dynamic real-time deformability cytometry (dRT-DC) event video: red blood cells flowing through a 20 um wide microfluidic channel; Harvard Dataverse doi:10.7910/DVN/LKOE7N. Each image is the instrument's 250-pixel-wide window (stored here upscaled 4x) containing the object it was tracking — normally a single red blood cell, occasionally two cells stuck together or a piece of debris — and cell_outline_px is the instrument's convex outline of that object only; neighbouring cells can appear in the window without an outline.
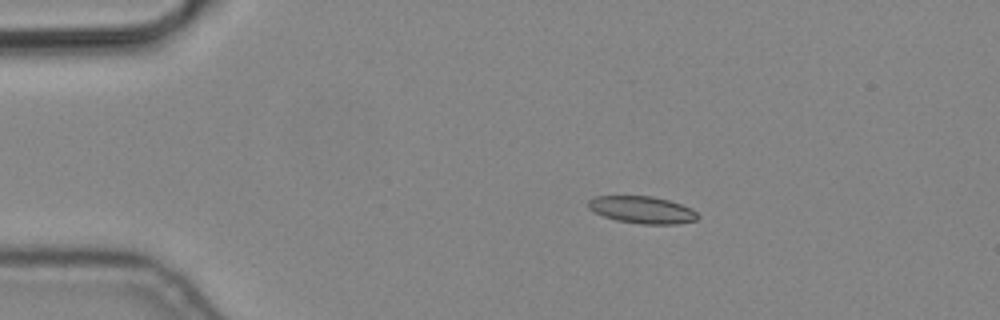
{"species": "common noctule bat (a hibernating species)", "species_latin": "Nyctalus noctula", "temperature_condition": "cold", "stored_images_in_passage": 6, "camera_frame_rate_fps": 3000, "um_per_image_px": 0.085, "animal": {"sex": "male", "body_mass_g": 19.2, "forearm_length_mm": 51.8}, "frame": {"image": 1, "passage_image": 3, "time_ms": 0.667, "image_size_px": [1000, 320], "cell_outline_px": [[700, 216], [696, 220], [676, 224], [640, 224], [616, 220], [604, 216], [588, 208], [588, 200], [596, 196], [652, 196], [668, 200], [692, 208]], "centroid_in_image_um": [54.6, 17.83], "position_along_channel_um": 30.4, "area_um2": 17.28}}
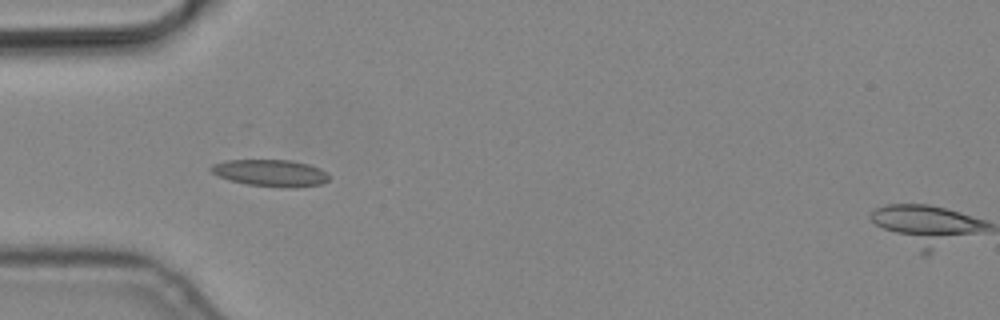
{"frame": {"image": 2, "passage_image": 5, "time_ms": 1.333, "image_size_px": [1000, 320], "cell_outline_px": [[328, 180], [320, 184], [292, 188], [280, 188], [248, 184], [228, 180], [216, 176], [208, 168], [212, 164], [228, 160], [292, 160], [308, 164], [320, 168], [328, 172]], "centroid_in_image_um": [22.98, 14.7], "position_along_channel_um": 62.0, "area_um2": 18.67}}
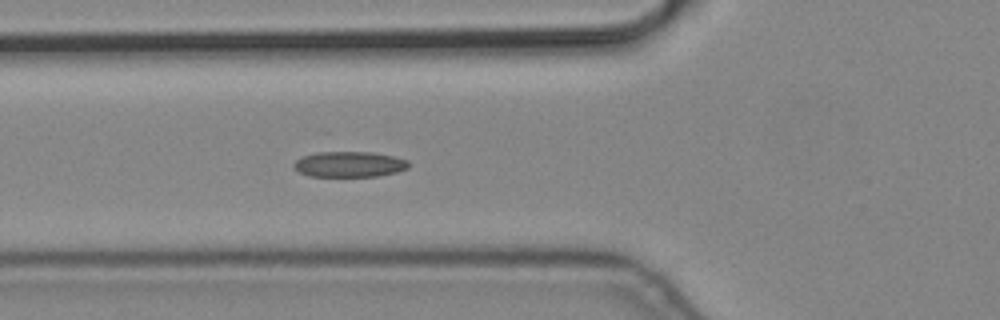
{"frame": {"image": 3, "passage_image": 6, "time_ms": 1.667, "image_size_px": [1000, 320], "cell_outline_px": [[408, 168], [396, 172], [376, 176], [308, 176], [292, 168], [292, 164], [296, 160], [304, 156], [324, 148], [372, 152], [392, 156], [408, 160]], "centroid_in_image_um": [29.6, 13.91], "position_along_channel_um": 96.2, "area_um2": 17.92}}